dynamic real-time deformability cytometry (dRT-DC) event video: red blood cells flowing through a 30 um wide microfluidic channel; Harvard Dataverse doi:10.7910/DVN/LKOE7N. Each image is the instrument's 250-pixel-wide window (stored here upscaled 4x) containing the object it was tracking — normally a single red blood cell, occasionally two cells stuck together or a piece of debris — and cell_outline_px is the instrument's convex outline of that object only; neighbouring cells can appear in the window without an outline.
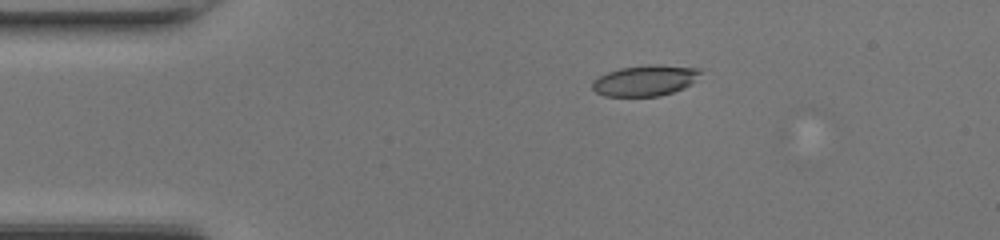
{"species": "common noctule bat (a hibernating species)", "species_latin": "Nyctalus noctula", "temperature_condition": "room temperature", "stored_images_in_passage": 13, "camera_frame_rate_fps": 3000, "um_per_image_px": 0.085, "animal": {"sex": "female", "body_mass_g": 17.0, "forearm_length_mm": 48.0}, "frame": {"image": 1, "passage_image": 7, "time_ms": 2.0, "image_size_px": [1000, 240], "cell_outline_px": [[700, 72], [692, 84], [684, 88], [660, 96], [604, 96], [596, 92], [592, 88], [592, 80], [608, 72], [620, 68], [652, 64], [700, 68]], "centroid_in_image_um": [54.82, 6.85], "position_along_channel_um": 30.2, "area_um2": 19.31}}